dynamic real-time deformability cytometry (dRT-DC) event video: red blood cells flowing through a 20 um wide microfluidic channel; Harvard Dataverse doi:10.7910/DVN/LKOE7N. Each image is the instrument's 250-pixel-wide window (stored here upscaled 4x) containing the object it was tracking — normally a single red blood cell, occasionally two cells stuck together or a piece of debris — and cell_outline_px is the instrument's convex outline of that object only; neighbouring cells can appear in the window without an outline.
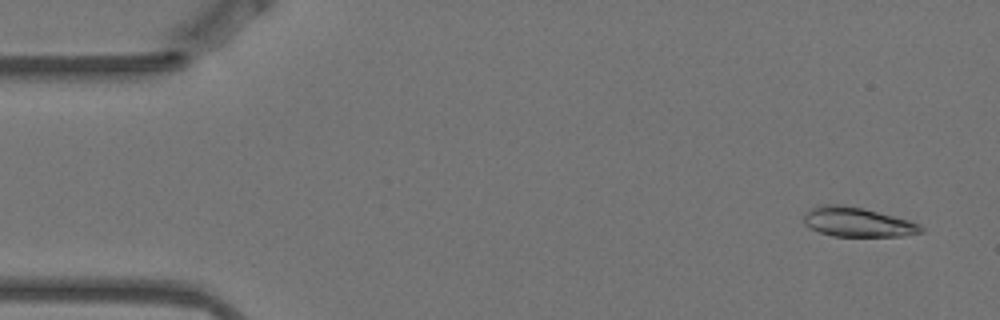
{"species": "Egyptian fruit bat (a non-hibernating species)", "species_latin": "Rousettus aegyptiacus", "temperature_condition": "warm", "stored_images_in_passage": 14, "camera_frame_rate_fps": 3000, "um_per_image_px": 0.085, "animal": {"sex": "female"}, "frame": {"image": 1, "passage_image": 1, "time_ms": 0.0, "image_size_px": [1000, 320], "cell_outline_px": [[924, 232], [900, 236], [832, 236], [820, 232], [804, 224], [804, 216], [816, 204], [840, 204], [864, 208], [908, 220], [920, 224], [924, 228]], "centroid_in_image_um": [72.89, 18.87], "position_along_channel_um": 12.1, "area_um2": 20.06}}
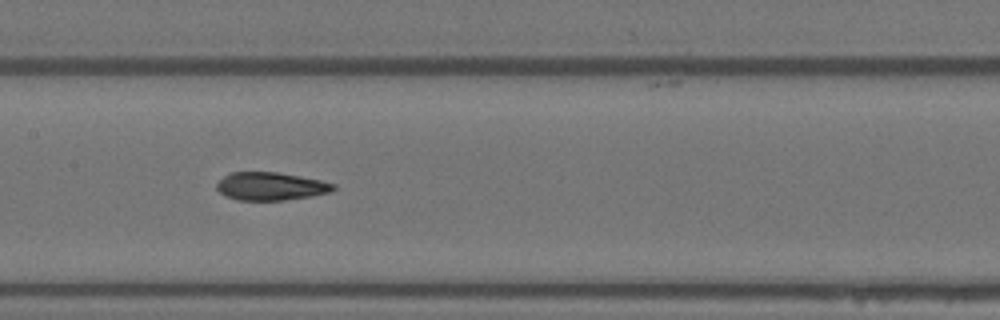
{"frame": {"image": 2, "passage_image": 7, "time_ms": 2.0, "image_size_px": [1000, 320], "cell_outline_px": [[336, 188], [332, 192], [284, 200], [240, 200], [224, 196], [216, 188], [216, 184], [224, 176], [232, 172], [276, 172], [300, 176], [320, 180], [336, 184]], "centroid_in_image_um": [23.01, 15.83], "position_along_channel_um": 184.4, "area_um2": 18.96}}
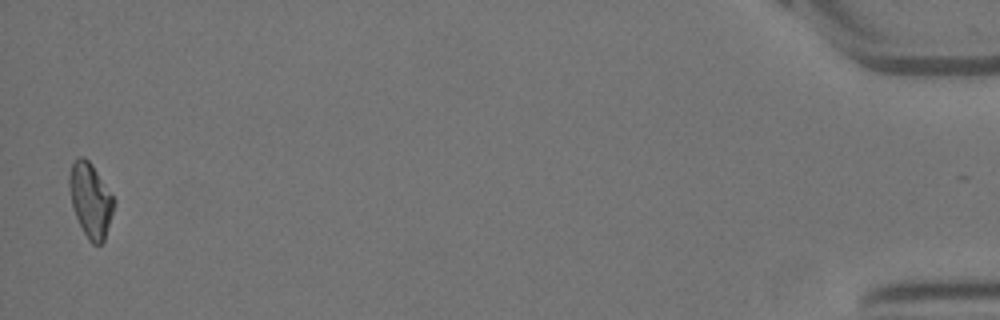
{"frame": {"image": 3, "passage_image": 14, "time_ms": 4.333, "image_size_px": [1000, 320], "cell_outline_px": [[116, 200], [104, 240], [100, 244], [92, 244], [88, 240], [76, 216], [72, 204], [68, 184], [68, 176], [72, 164], [80, 156], [84, 156], [92, 164]], "centroid_in_image_um": [7.69, 16.99], "position_along_channel_um": 427.5, "area_um2": 19.13}}